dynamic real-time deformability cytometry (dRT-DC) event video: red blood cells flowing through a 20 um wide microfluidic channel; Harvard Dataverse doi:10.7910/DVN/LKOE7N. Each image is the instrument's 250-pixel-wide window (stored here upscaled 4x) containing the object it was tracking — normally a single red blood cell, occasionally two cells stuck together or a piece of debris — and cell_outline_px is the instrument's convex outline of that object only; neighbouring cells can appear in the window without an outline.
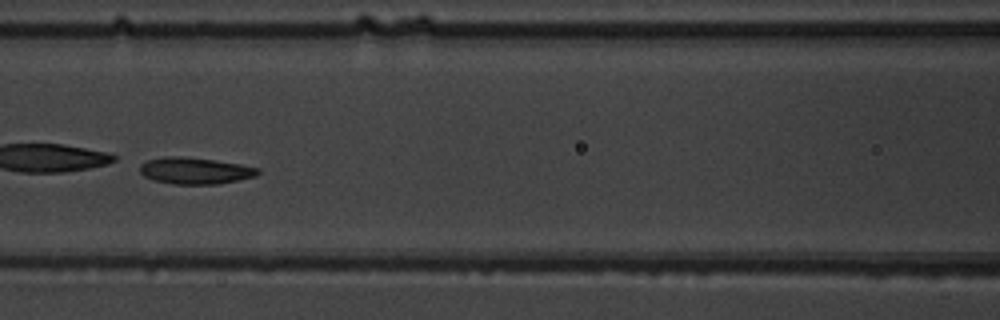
{"species": "common noctule bat (a hibernating species)", "species_latin": "Nyctalus noctula", "temperature_condition": "warm", "stored_images_in_passage": 8, "camera_frame_rate_fps": 3000, "um_per_image_px": 0.085, "animal": {"sex": "male", "body_mass_g": 19.5, "forearm_length_mm": 54.6}, "frame": {"image": 1, "passage_image": 7, "time_ms": 7.0, "image_size_px": [1000, 320], "cell_outline_px": [[260, 172], [256, 176], [220, 184], [172, 184], [152, 180], [144, 176], [140, 172], [140, 164], [148, 160], [164, 156], [180, 156], [212, 160], [240, 164], [260, 168]], "centroid_in_image_um": [16.57, 14.52], "position_along_channel_um": 150.0, "area_um2": 18.32}}